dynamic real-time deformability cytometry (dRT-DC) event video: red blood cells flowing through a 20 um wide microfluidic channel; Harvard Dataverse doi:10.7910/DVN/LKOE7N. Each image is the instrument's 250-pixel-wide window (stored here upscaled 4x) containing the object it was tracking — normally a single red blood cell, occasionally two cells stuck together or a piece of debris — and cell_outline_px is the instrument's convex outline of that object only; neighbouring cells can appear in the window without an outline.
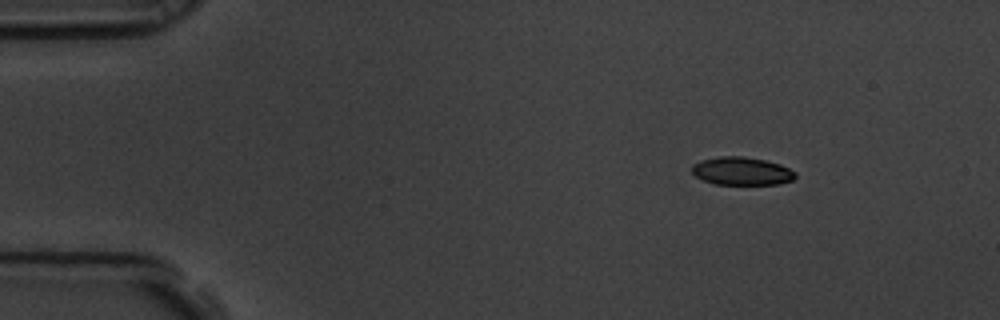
{"species": "common noctule bat (a hibernating species)", "species_latin": "Nyctalus noctula", "temperature_condition": "room temperature", "stored_images_in_passage": 4, "camera_frame_rate_fps": 3000, "um_per_image_px": 0.085, "animal": {"sex": "male", "body_mass_g": 19.5, "forearm_length_mm": 54.6}, "frame": {"image": 1, "passage_image": 1, "time_ms": 0.0, "image_size_px": [1000, 320], "cell_outline_px": [[796, 176], [792, 180], [780, 184], [716, 184], [704, 180], [696, 176], [692, 172], [692, 164], [700, 160], [720, 156], [744, 156], [764, 160], [780, 164], [796, 172]], "centroid_in_image_um": [63.04, 14.53], "position_along_channel_um": 22.0, "area_um2": 16.88}}
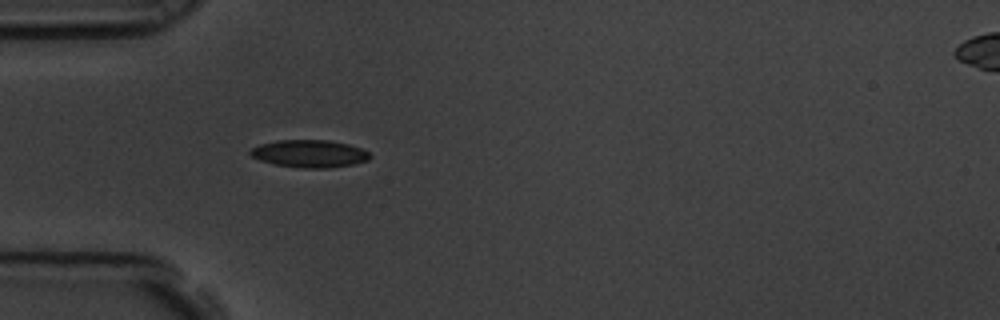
{"frame": {"image": 2, "passage_image": 4, "time_ms": 1.0, "image_size_px": [1000, 320], "cell_outline_px": [[372, 156], [368, 160], [352, 164], [324, 168], [300, 168], [276, 164], [260, 160], [252, 156], [248, 152], [252, 148], [260, 144], [276, 140], [328, 140], [348, 144], [360, 148], [368, 152]], "centroid_in_image_um": [26.29, 13.05], "position_along_channel_um": 58.7, "area_um2": 19.02}}